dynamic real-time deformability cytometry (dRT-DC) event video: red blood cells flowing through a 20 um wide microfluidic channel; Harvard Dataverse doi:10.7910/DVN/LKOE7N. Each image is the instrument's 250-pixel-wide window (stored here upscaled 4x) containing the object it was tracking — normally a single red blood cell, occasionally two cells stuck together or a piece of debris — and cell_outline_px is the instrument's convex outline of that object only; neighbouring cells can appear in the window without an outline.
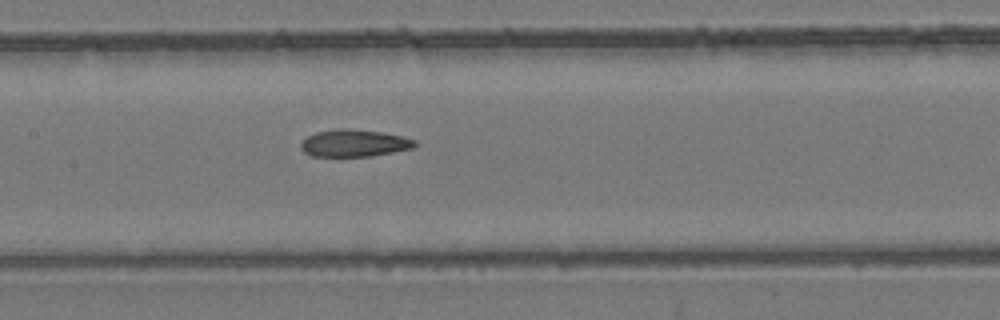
{"species": "common noctule bat (a hibernating species)", "species_latin": "Nyctalus noctula", "temperature_condition": "room temperature", "stored_images_in_passage": 7, "segment_of_instrument_passage": [2, 2], "camera_frame_rate_fps": 3000, "um_per_image_px": 0.085, "animal": {"sex": "female", "body_mass_g": 24.6, "forearm_length_mm": 56.2}, "frame": {"image": 1, "passage_image": 7, "time_ms": 8.0, "image_size_px": [1000, 320], "cell_outline_px": [[416, 144], [412, 148], [372, 156], [312, 156], [304, 152], [300, 148], [300, 144], [308, 136], [316, 132], [336, 128], [348, 128], [384, 132], [416, 140]], "centroid_in_image_um": [30.08, 12.16], "position_along_channel_um": 177.3, "area_um2": 18.03}}